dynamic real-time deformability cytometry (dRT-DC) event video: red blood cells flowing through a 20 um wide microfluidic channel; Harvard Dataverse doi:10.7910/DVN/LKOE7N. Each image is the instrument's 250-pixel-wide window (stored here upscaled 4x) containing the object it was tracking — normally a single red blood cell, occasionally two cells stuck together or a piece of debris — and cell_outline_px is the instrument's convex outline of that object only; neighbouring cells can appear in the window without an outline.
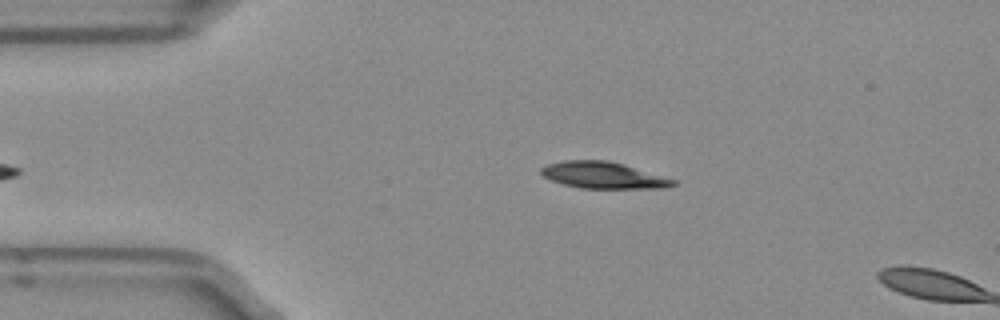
{"species": "Egyptian fruit bat (a non-hibernating species)", "species_latin": "Rousettus aegyptiacus", "temperature_condition": "room temperature", "stored_images_in_passage": 4, "camera_frame_rate_fps": 3000, "um_per_image_px": 0.085, "frame": {"image": 1, "passage_image": 2, "time_ms": 0.333, "image_size_px": [1000, 320], "cell_outline_px": [[680, 180], [676, 184], [664, 188], [580, 188], [564, 184], [552, 180], [544, 176], [540, 172], [540, 168], [548, 164], [564, 160], [608, 160], [624, 164]], "centroid_in_image_um": [51.35, 14.89], "position_along_channel_um": 33.7, "area_um2": 20.58}}